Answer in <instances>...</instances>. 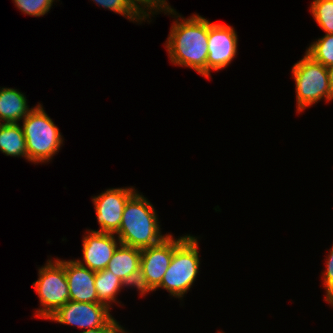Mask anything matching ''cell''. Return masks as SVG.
Returning <instances> with one entry per match:
<instances>
[{"label": "cell", "instance_id": "obj_1", "mask_svg": "<svg viewBox=\"0 0 333 333\" xmlns=\"http://www.w3.org/2000/svg\"><path fill=\"white\" fill-rule=\"evenodd\" d=\"M163 11L176 20L165 42L171 63L207 78L208 20L196 13L186 19L171 7Z\"/></svg>", "mask_w": 333, "mask_h": 333}, {"label": "cell", "instance_id": "obj_2", "mask_svg": "<svg viewBox=\"0 0 333 333\" xmlns=\"http://www.w3.org/2000/svg\"><path fill=\"white\" fill-rule=\"evenodd\" d=\"M158 214L151 202L138 191L127 201L119 230L121 244L140 250L161 243L169 234H162Z\"/></svg>", "mask_w": 333, "mask_h": 333}, {"label": "cell", "instance_id": "obj_3", "mask_svg": "<svg viewBox=\"0 0 333 333\" xmlns=\"http://www.w3.org/2000/svg\"><path fill=\"white\" fill-rule=\"evenodd\" d=\"M198 238L190 234L174 239V253L161 284L174 298H182L190 290L200 269Z\"/></svg>", "mask_w": 333, "mask_h": 333}, {"label": "cell", "instance_id": "obj_4", "mask_svg": "<svg viewBox=\"0 0 333 333\" xmlns=\"http://www.w3.org/2000/svg\"><path fill=\"white\" fill-rule=\"evenodd\" d=\"M26 141L27 160L32 163H46L56 155L64 139L59 128L39 103L22 120Z\"/></svg>", "mask_w": 333, "mask_h": 333}, {"label": "cell", "instance_id": "obj_5", "mask_svg": "<svg viewBox=\"0 0 333 333\" xmlns=\"http://www.w3.org/2000/svg\"><path fill=\"white\" fill-rule=\"evenodd\" d=\"M291 72L295 81L296 111L299 114L322 99L332 102L333 90L329 84L327 67L305 53L303 58L293 65Z\"/></svg>", "mask_w": 333, "mask_h": 333}, {"label": "cell", "instance_id": "obj_6", "mask_svg": "<svg viewBox=\"0 0 333 333\" xmlns=\"http://www.w3.org/2000/svg\"><path fill=\"white\" fill-rule=\"evenodd\" d=\"M33 286L40 302L35 317L47 320L70 300L65 260L48 259L45 265L38 269V280L33 282Z\"/></svg>", "mask_w": 333, "mask_h": 333}, {"label": "cell", "instance_id": "obj_7", "mask_svg": "<svg viewBox=\"0 0 333 333\" xmlns=\"http://www.w3.org/2000/svg\"><path fill=\"white\" fill-rule=\"evenodd\" d=\"M101 303L74 302L69 300L47 320L84 330L105 326L113 317Z\"/></svg>", "mask_w": 333, "mask_h": 333}, {"label": "cell", "instance_id": "obj_8", "mask_svg": "<svg viewBox=\"0 0 333 333\" xmlns=\"http://www.w3.org/2000/svg\"><path fill=\"white\" fill-rule=\"evenodd\" d=\"M237 47L238 35L234 27L208 20L207 78L211 77V70L219 71L231 64Z\"/></svg>", "mask_w": 333, "mask_h": 333}, {"label": "cell", "instance_id": "obj_9", "mask_svg": "<svg viewBox=\"0 0 333 333\" xmlns=\"http://www.w3.org/2000/svg\"><path fill=\"white\" fill-rule=\"evenodd\" d=\"M136 192L137 190L131 186L107 189L93 196L92 202L100 225V229L93 231L115 234L120 228L125 205Z\"/></svg>", "mask_w": 333, "mask_h": 333}, {"label": "cell", "instance_id": "obj_10", "mask_svg": "<svg viewBox=\"0 0 333 333\" xmlns=\"http://www.w3.org/2000/svg\"><path fill=\"white\" fill-rule=\"evenodd\" d=\"M86 232L82 242L83 260L75 261L94 272L102 271L107 268L120 240L114 233L96 232L91 229Z\"/></svg>", "mask_w": 333, "mask_h": 333}, {"label": "cell", "instance_id": "obj_11", "mask_svg": "<svg viewBox=\"0 0 333 333\" xmlns=\"http://www.w3.org/2000/svg\"><path fill=\"white\" fill-rule=\"evenodd\" d=\"M173 253L172 234H169L161 243L141 250L140 268L155 291L169 268Z\"/></svg>", "mask_w": 333, "mask_h": 333}, {"label": "cell", "instance_id": "obj_12", "mask_svg": "<svg viewBox=\"0 0 333 333\" xmlns=\"http://www.w3.org/2000/svg\"><path fill=\"white\" fill-rule=\"evenodd\" d=\"M95 273L74 259L65 260V275L71 301L98 303V294L94 283Z\"/></svg>", "mask_w": 333, "mask_h": 333}, {"label": "cell", "instance_id": "obj_13", "mask_svg": "<svg viewBox=\"0 0 333 333\" xmlns=\"http://www.w3.org/2000/svg\"><path fill=\"white\" fill-rule=\"evenodd\" d=\"M27 103L26 96L17 89L0 87V123H19L25 119L33 109Z\"/></svg>", "mask_w": 333, "mask_h": 333}, {"label": "cell", "instance_id": "obj_14", "mask_svg": "<svg viewBox=\"0 0 333 333\" xmlns=\"http://www.w3.org/2000/svg\"><path fill=\"white\" fill-rule=\"evenodd\" d=\"M140 259V249L120 243L114 251L107 269L122 281L140 268Z\"/></svg>", "mask_w": 333, "mask_h": 333}, {"label": "cell", "instance_id": "obj_15", "mask_svg": "<svg viewBox=\"0 0 333 333\" xmlns=\"http://www.w3.org/2000/svg\"><path fill=\"white\" fill-rule=\"evenodd\" d=\"M0 151L27 160L26 141L20 123H0Z\"/></svg>", "mask_w": 333, "mask_h": 333}, {"label": "cell", "instance_id": "obj_16", "mask_svg": "<svg viewBox=\"0 0 333 333\" xmlns=\"http://www.w3.org/2000/svg\"><path fill=\"white\" fill-rule=\"evenodd\" d=\"M95 288L98 294V303L106 305L111 309V304L119 303L117 295L121 292L122 281L107 268L95 273Z\"/></svg>", "mask_w": 333, "mask_h": 333}, {"label": "cell", "instance_id": "obj_17", "mask_svg": "<svg viewBox=\"0 0 333 333\" xmlns=\"http://www.w3.org/2000/svg\"><path fill=\"white\" fill-rule=\"evenodd\" d=\"M314 61L325 67L333 64V34H325L312 42L305 52Z\"/></svg>", "mask_w": 333, "mask_h": 333}, {"label": "cell", "instance_id": "obj_18", "mask_svg": "<svg viewBox=\"0 0 333 333\" xmlns=\"http://www.w3.org/2000/svg\"><path fill=\"white\" fill-rule=\"evenodd\" d=\"M310 11L325 34H333V0H313Z\"/></svg>", "mask_w": 333, "mask_h": 333}, {"label": "cell", "instance_id": "obj_19", "mask_svg": "<svg viewBox=\"0 0 333 333\" xmlns=\"http://www.w3.org/2000/svg\"><path fill=\"white\" fill-rule=\"evenodd\" d=\"M98 6L106 8L114 13L120 14L132 22L141 23L147 20L129 0H92Z\"/></svg>", "mask_w": 333, "mask_h": 333}, {"label": "cell", "instance_id": "obj_20", "mask_svg": "<svg viewBox=\"0 0 333 333\" xmlns=\"http://www.w3.org/2000/svg\"><path fill=\"white\" fill-rule=\"evenodd\" d=\"M23 14L40 17L47 14L55 0H13Z\"/></svg>", "mask_w": 333, "mask_h": 333}, {"label": "cell", "instance_id": "obj_21", "mask_svg": "<svg viewBox=\"0 0 333 333\" xmlns=\"http://www.w3.org/2000/svg\"><path fill=\"white\" fill-rule=\"evenodd\" d=\"M133 287L136 288L140 296H146V294L155 291L149 284L144 272L141 268L132 272L129 276L122 280V288Z\"/></svg>", "mask_w": 333, "mask_h": 333}, {"label": "cell", "instance_id": "obj_22", "mask_svg": "<svg viewBox=\"0 0 333 333\" xmlns=\"http://www.w3.org/2000/svg\"><path fill=\"white\" fill-rule=\"evenodd\" d=\"M333 245V244H332ZM326 270L321 272L323 287L326 291L325 301L331 306L333 305V246L330 249V253L326 258Z\"/></svg>", "mask_w": 333, "mask_h": 333}, {"label": "cell", "instance_id": "obj_23", "mask_svg": "<svg viewBox=\"0 0 333 333\" xmlns=\"http://www.w3.org/2000/svg\"><path fill=\"white\" fill-rule=\"evenodd\" d=\"M129 2L146 18L163 12L166 8L159 0H129Z\"/></svg>", "mask_w": 333, "mask_h": 333}, {"label": "cell", "instance_id": "obj_24", "mask_svg": "<svg viewBox=\"0 0 333 333\" xmlns=\"http://www.w3.org/2000/svg\"><path fill=\"white\" fill-rule=\"evenodd\" d=\"M97 333H127L113 317L105 326L97 327Z\"/></svg>", "mask_w": 333, "mask_h": 333}, {"label": "cell", "instance_id": "obj_25", "mask_svg": "<svg viewBox=\"0 0 333 333\" xmlns=\"http://www.w3.org/2000/svg\"><path fill=\"white\" fill-rule=\"evenodd\" d=\"M327 73L330 87L333 90V64L327 67Z\"/></svg>", "mask_w": 333, "mask_h": 333}, {"label": "cell", "instance_id": "obj_26", "mask_svg": "<svg viewBox=\"0 0 333 333\" xmlns=\"http://www.w3.org/2000/svg\"><path fill=\"white\" fill-rule=\"evenodd\" d=\"M80 333H97V328H93V329H88V330H83Z\"/></svg>", "mask_w": 333, "mask_h": 333}, {"label": "cell", "instance_id": "obj_27", "mask_svg": "<svg viewBox=\"0 0 333 333\" xmlns=\"http://www.w3.org/2000/svg\"><path fill=\"white\" fill-rule=\"evenodd\" d=\"M166 8L171 7L169 3L166 2V0H159Z\"/></svg>", "mask_w": 333, "mask_h": 333}]
</instances>
